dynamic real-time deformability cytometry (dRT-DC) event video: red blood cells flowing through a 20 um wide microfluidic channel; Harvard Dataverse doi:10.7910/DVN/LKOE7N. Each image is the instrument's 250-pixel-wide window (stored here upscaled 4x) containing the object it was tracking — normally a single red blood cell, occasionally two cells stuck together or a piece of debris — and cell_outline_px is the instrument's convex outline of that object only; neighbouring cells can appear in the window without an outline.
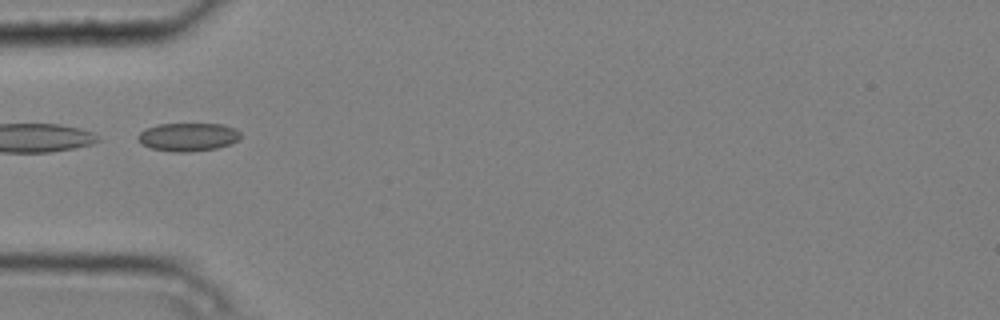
{"species": "common noctule bat (a hibernating species)", "species_latin": "Nyctalus noctula", "temperature_condition": "cold", "stored_images_in_passage": 6, "camera_frame_rate_fps": 3000, "um_per_image_px": 0.085, "animal": {"sex": "male", "body_mass_g": 20.4}, "frame": {"image": 1, "passage_image": 1, "time_ms": 0.0, "image_size_px": [1000, 320], "cell_outline_px": [[240, 136], [236, 140], [228, 144], [216, 148], [188, 152], [172, 152], [152, 148], [136, 140], [136, 136], [144, 128], [156, 124], [224, 124], [236, 128], [240, 132]], "centroid_in_image_um": [15.94, 11.63], "position_along_channel_um": 69.1, "area_um2": 16.94}}
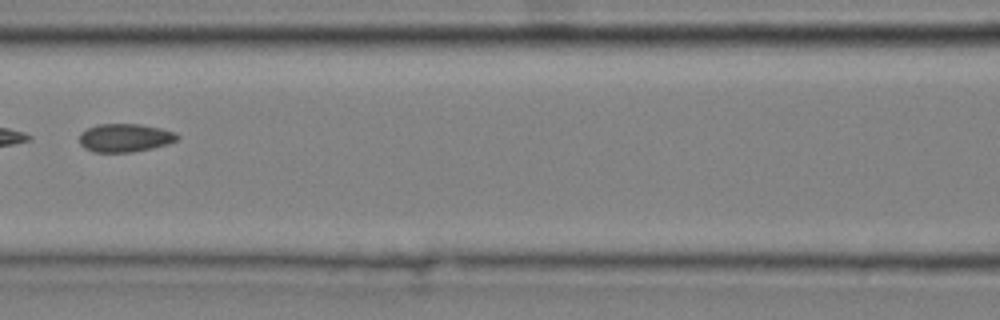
{"frame": {"image": 2, "passage_image": 3, "time_ms": 0.667, "image_size_px": [1000, 320], "cell_outline_px": [[180, 136], [176, 140], [168, 144], [152, 148], [132, 152], [92, 152], [84, 148], [80, 144], [80, 132], [96, 124], [140, 124], [160, 128], [176, 132]], "centroid_in_image_um": [10.61, 11.71], "position_along_channel_um": 156.0, "area_um2": 16.24}}
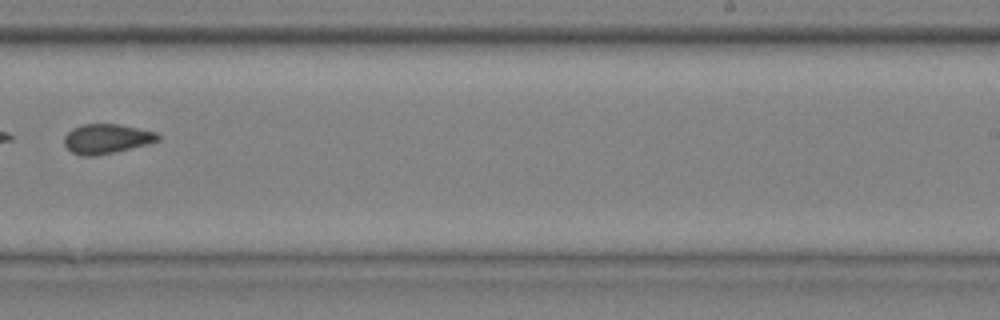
{"frame": {"image": 3, "passage_image": 6, "time_ms": 1.667, "image_size_px": [1000, 320], "cell_outline_px": [[160, 140], [148, 144], [112, 152], [92, 156], [84, 156], [72, 152], [64, 144], [64, 136], [72, 128], [80, 124], [120, 124], [156, 132], [160, 136]], "centroid_in_image_um": [9.06, 11.78], "position_along_channel_um": 279.9, "area_um2": 16.07}}